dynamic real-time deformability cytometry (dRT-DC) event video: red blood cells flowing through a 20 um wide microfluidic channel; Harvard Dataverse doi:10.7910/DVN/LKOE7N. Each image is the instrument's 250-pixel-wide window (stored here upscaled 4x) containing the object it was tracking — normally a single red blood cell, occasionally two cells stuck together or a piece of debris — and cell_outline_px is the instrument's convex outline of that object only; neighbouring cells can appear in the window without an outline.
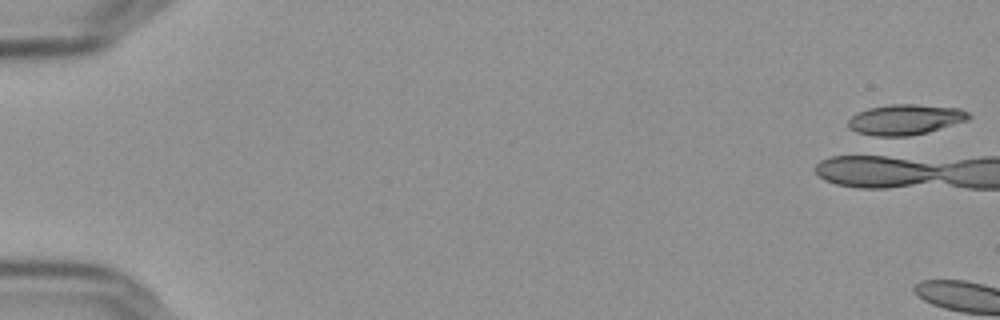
{"species": "Egyptian fruit bat (a non-hibernating species)", "species_latin": "Rousettus aegyptiacus", "temperature_condition": "cold", "stored_images_in_passage": 1, "camera_frame_rate_fps": 3000, "um_per_image_px": 0.085, "frame": {"image": 1, "passage_image": 1, "time_ms": 0.0, "image_size_px": [1000, 320], "cell_outline_px": [[972, 116], [968, 120], [928, 132], [888, 140], [884, 140], [856, 132], [848, 128], [848, 120], [856, 112], [868, 108], [892, 104], [916, 104], [960, 108], [968, 112]], "centroid_in_image_um": [76.89, 10.2], "position_along_channel_um": 8.1, "area_um2": 22.2}}